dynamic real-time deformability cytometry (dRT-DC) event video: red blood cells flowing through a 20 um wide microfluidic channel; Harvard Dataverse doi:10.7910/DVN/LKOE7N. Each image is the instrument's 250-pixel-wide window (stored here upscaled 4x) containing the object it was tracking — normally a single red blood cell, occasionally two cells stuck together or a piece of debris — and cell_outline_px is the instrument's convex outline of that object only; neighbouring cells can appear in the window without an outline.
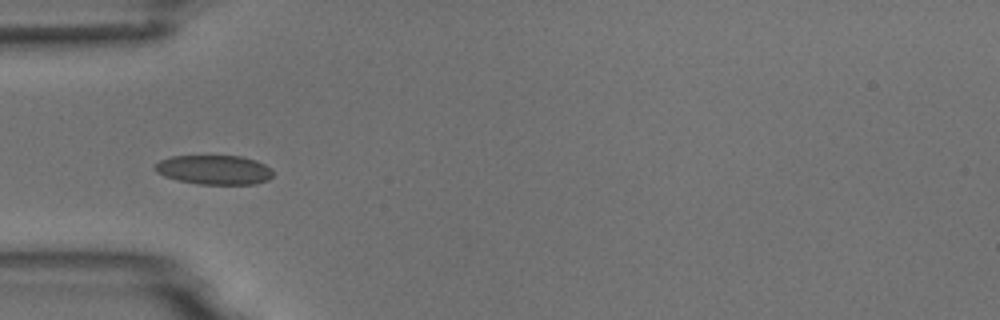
{"species": "common noctule bat (a hibernating species)", "species_latin": "Nyctalus noctula", "temperature_condition": "room temperature", "stored_images_in_passage": 1, "camera_frame_rate_fps": 3000, "um_per_image_px": 0.085, "animal": {"sex": "male", "body_mass_g": 18.8}, "frame": {"image": 1, "passage_image": 1, "time_ms": 0.0, "image_size_px": [1000, 320], "cell_outline_px": [[272, 176], [268, 180], [256, 184], [196, 184], [176, 180], [164, 176], [156, 172], [152, 168], [160, 160], [172, 156], [240, 156], [256, 160], [272, 168]], "centroid_in_image_um": [18.19, 14.44], "position_along_channel_um": 66.8, "area_um2": 20.35}}